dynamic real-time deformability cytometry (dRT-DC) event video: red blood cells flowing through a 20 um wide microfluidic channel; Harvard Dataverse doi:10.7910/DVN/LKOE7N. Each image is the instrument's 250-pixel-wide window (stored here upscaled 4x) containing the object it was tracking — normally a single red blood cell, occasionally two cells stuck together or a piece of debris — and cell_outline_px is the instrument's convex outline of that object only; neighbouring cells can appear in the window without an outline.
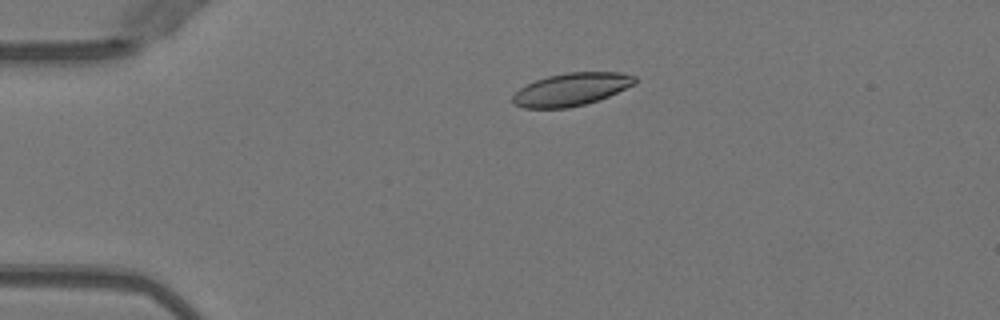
{"species": "Egyptian fruit bat (a non-hibernating species)", "species_latin": "Rousettus aegyptiacus", "temperature_condition": "warm", "stored_images_in_passage": 27, "camera_frame_rate_fps": 3000, "um_per_image_px": 0.085, "animal": {"sex": "female"}, "frame": {"image": 1, "passage_image": 2, "time_ms": 0.333, "image_size_px": [1000, 320], "cell_outline_px": [[636, 84], [608, 96], [584, 104], [568, 108], [524, 108], [512, 104], [512, 96], [520, 88], [536, 80], [548, 76], [568, 72], [620, 72], [636, 76]], "centroid_in_image_um": [48.56, 7.59], "position_along_channel_um": 36.4, "area_um2": 23.24}}
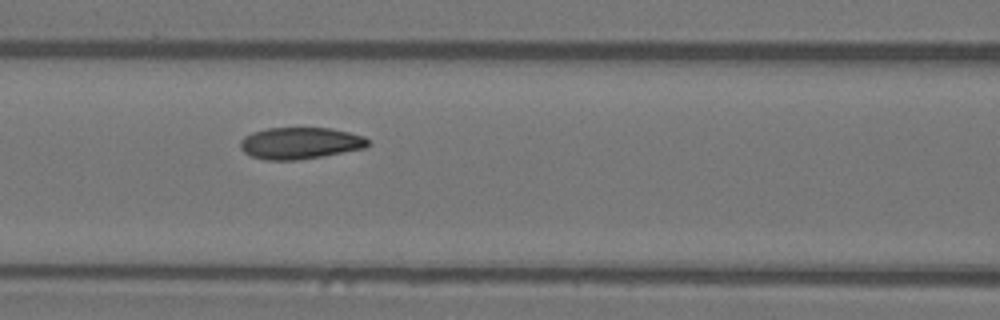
{"frame": {"image": 2, "passage_image": 13, "time_ms": 4.0, "image_size_px": [1000, 320], "cell_outline_px": [[372, 144], [364, 148], [324, 156], [296, 160], [264, 160], [252, 156], [244, 152], [240, 148], [240, 140], [244, 136], [252, 132], [268, 128], [332, 128], [364, 136]], "centroid_in_image_um": [25.51, 12.17], "position_along_channel_um": 141.1, "area_um2": 23.7}}
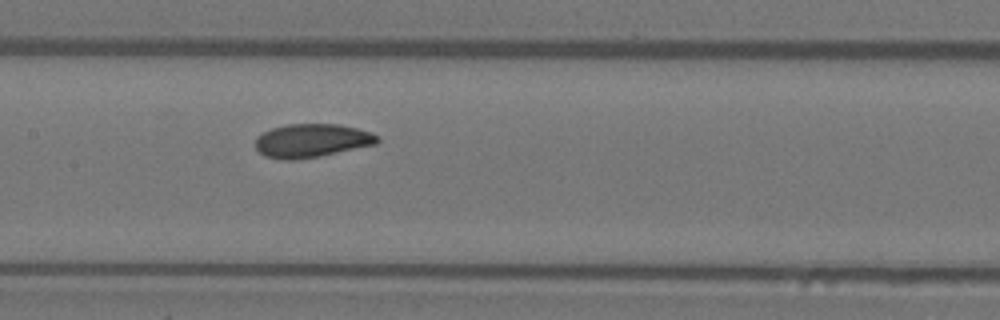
{"frame": {"image": 3, "passage_image": 16, "time_ms": 5.0, "image_size_px": [1000, 320], "cell_outline_px": [[380, 140], [376, 144], [320, 156], [292, 160], [288, 160], [264, 156], [256, 148], [256, 136], [272, 128], [288, 124], [336, 124], [356, 128], [372, 132], [380, 136]], "centroid_in_image_um": [26.52, 11.95], "position_along_channel_um": 180.9, "area_um2": 23.76}}